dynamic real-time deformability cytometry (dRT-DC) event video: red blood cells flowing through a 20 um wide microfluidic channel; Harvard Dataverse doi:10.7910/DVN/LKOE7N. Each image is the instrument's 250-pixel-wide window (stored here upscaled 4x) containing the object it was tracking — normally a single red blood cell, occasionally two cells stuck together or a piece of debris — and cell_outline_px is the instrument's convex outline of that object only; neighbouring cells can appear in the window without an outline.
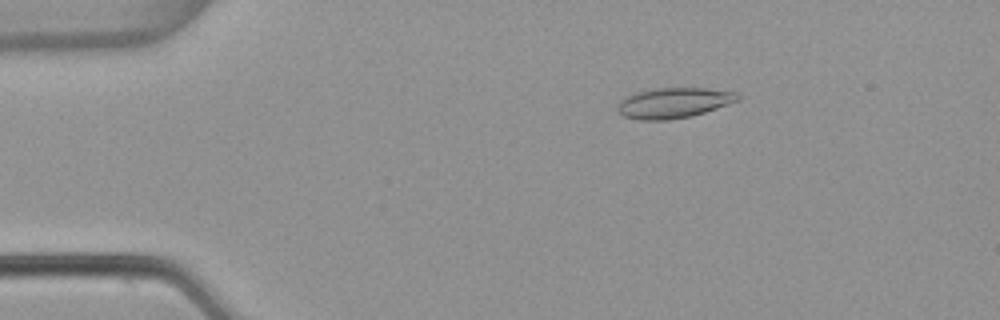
{"species": "common noctule bat (a hibernating species)", "species_latin": "Nyctalus noctula", "temperature_condition": "warm", "stored_images_in_passage": 53, "camera_frame_rate_fps": 3000, "um_per_image_px": 0.085, "animal": {"sex": "female", "body_mass_g": 22.7, "forearm_length_mm": 54.2}, "frame": {"image": 1, "passage_image": 9, "time_ms": 2.667, "image_size_px": [1000, 320], "cell_outline_px": [[740, 100], [692, 116], [668, 120], [640, 120], [624, 116], [616, 108], [620, 100], [624, 96], [636, 92], [656, 88], [708, 88], [736, 92], [740, 96]], "centroid_in_image_um": [57.25, 8.74], "position_along_channel_um": 27.7, "area_um2": 21.33}}
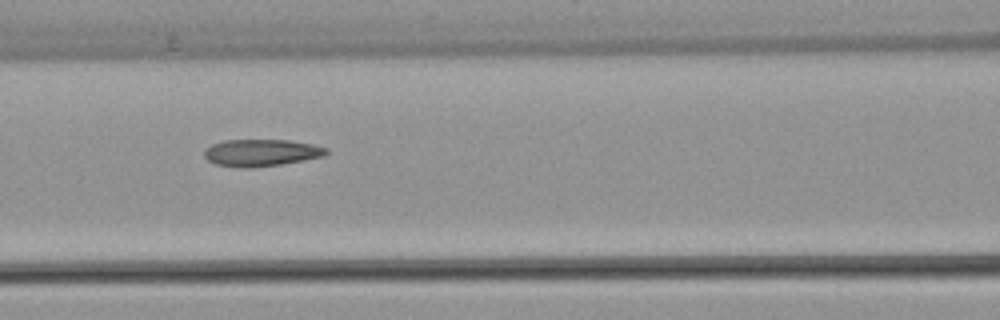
{"frame": {"image": 2, "passage_image": 23, "time_ms": 7.333, "image_size_px": [1000, 320], "cell_outline_px": [[328, 152], [324, 156], [280, 164], [248, 168], [240, 168], [216, 164], [208, 160], [204, 156], [204, 148], [212, 144], [224, 140], [288, 140], [312, 144], [328, 148]], "centroid_in_image_um": [22.17, 12.97], "position_along_channel_um": 144.4, "area_um2": 19.13}}
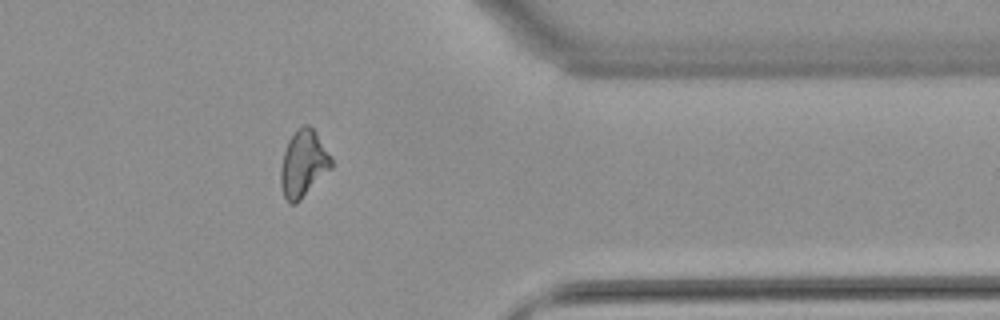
{"frame": {"image": 3, "passage_image": 43, "time_ms": 14.0, "image_size_px": [1000, 320], "cell_outline_px": [[332, 168], [296, 204], [288, 204], [284, 196], [280, 184], [280, 168], [284, 152], [288, 140], [296, 128], [304, 124], [308, 124], [316, 132], [332, 156]], "centroid_in_image_um": [25.78, 13.91], "position_along_channel_um": 385.6, "area_um2": 19.94}, "authors_computed_cell_mechanics": {"area_um2": 19.5942, "velocity_mm_per_s": 3.8344, "shape_relaxation_time_tau1_ms": null, "shape_relaxation_time_tau2_ms": 2.9047, "deformation_change_tau1": null, "deformation_change_tau2": 0.116}}